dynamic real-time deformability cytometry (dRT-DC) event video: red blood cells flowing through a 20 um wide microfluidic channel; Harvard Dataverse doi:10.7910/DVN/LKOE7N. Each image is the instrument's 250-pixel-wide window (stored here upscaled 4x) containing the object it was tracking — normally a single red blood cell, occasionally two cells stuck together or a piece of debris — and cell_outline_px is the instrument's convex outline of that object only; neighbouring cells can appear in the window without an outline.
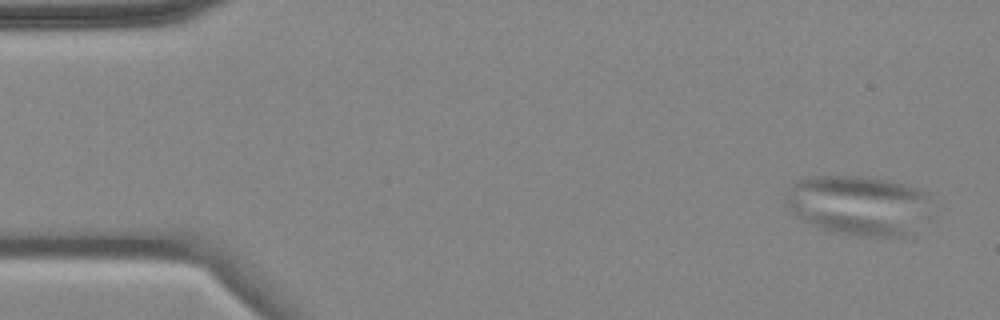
{"species": "common noctule bat (a hibernating species)", "species_latin": "Nyctalus noctula", "temperature_condition": "cold", "stored_images_in_passage": 4, "camera_frame_rate_fps": 3000, "um_per_image_px": 0.085, "animal": {"sex": "female", "body_mass_g": 18.4}, "frame": {"image": 1, "passage_image": 1, "time_ms": 0.0, "image_size_px": [1000, 320], "cell_outline_px": [[924, 196], [904, 232], [900, 236], [860, 236], [832, 232], [804, 220], [792, 212], [784, 204], [784, 192], [796, 180], [812, 176], [868, 176], [892, 180], [916, 188], [924, 192]], "centroid_in_image_um": [72.62, 17.36], "position_along_channel_um": 12.4, "area_um2": 48.03}}